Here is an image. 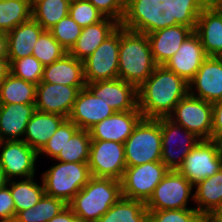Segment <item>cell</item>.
Wrapping results in <instances>:
<instances>
[{"label": "cell", "mask_w": 222, "mask_h": 222, "mask_svg": "<svg viewBox=\"0 0 222 222\" xmlns=\"http://www.w3.org/2000/svg\"><path fill=\"white\" fill-rule=\"evenodd\" d=\"M134 22L147 34L156 65H165L194 31V20L186 7L143 10Z\"/></svg>", "instance_id": "cell-1"}, {"label": "cell", "mask_w": 222, "mask_h": 222, "mask_svg": "<svg viewBox=\"0 0 222 222\" xmlns=\"http://www.w3.org/2000/svg\"><path fill=\"white\" fill-rule=\"evenodd\" d=\"M188 94L189 85L185 79L164 65H157L137 88L138 109L143 118L168 117Z\"/></svg>", "instance_id": "cell-2"}, {"label": "cell", "mask_w": 222, "mask_h": 222, "mask_svg": "<svg viewBox=\"0 0 222 222\" xmlns=\"http://www.w3.org/2000/svg\"><path fill=\"white\" fill-rule=\"evenodd\" d=\"M156 66L147 34L135 22L121 24L119 78L138 88Z\"/></svg>", "instance_id": "cell-3"}, {"label": "cell", "mask_w": 222, "mask_h": 222, "mask_svg": "<svg viewBox=\"0 0 222 222\" xmlns=\"http://www.w3.org/2000/svg\"><path fill=\"white\" fill-rule=\"evenodd\" d=\"M121 197V181L91 177L68 206L80 222H96Z\"/></svg>", "instance_id": "cell-4"}, {"label": "cell", "mask_w": 222, "mask_h": 222, "mask_svg": "<svg viewBox=\"0 0 222 222\" xmlns=\"http://www.w3.org/2000/svg\"><path fill=\"white\" fill-rule=\"evenodd\" d=\"M162 136L159 118H142L124 142L127 167L161 161Z\"/></svg>", "instance_id": "cell-5"}, {"label": "cell", "mask_w": 222, "mask_h": 222, "mask_svg": "<svg viewBox=\"0 0 222 222\" xmlns=\"http://www.w3.org/2000/svg\"><path fill=\"white\" fill-rule=\"evenodd\" d=\"M45 194L67 205L92 177L88 162H58L42 174Z\"/></svg>", "instance_id": "cell-6"}, {"label": "cell", "mask_w": 222, "mask_h": 222, "mask_svg": "<svg viewBox=\"0 0 222 222\" xmlns=\"http://www.w3.org/2000/svg\"><path fill=\"white\" fill-rule=\"evenodd\" d=\"M193 187L178 170H169L145 203L146 208L147 210L195 208L187 206L191 199L194 203Z\"/></svg>", "instance_id": "cell-7"}, {"label": "cell", "mask_w": 222, "mask_h": 222, "mask_svg": "<svg viewBox=\"0 0 222 222\" xmlns=\"http://www.w3.org/2000/svg\"><path fill=\"white\" fill-rule=\"evenodd\" d=\"M194 20V31L198 34L207 57L222 55V14L210 2H195L185 6Z\"/></svg>", "instance_id": "cell-8"}, {"label": "cell", "mask_w": 222, "mask_h": 222, "mask_svg": "<svg viewBox=\"0 0 222 222\" xmlns=\"http://www.w3.org/2000/svg\"><path fill=\"white\" fill-rule=\"evenodd\" d=\"M159 123L162 136L161 162L168 170H178L185 157L201 139L168 117H160Z\"/></svg>", "instance_id": "cell-9"}, {"label": "cell", "mask_w": 222, "mask_h": 222, "mask_svg": "<svg viewBox=\"0 0 222 222\" xmlns=\"http://www.w3.org/2000/svg\"><path fill=\"white\" fill-rule=\"evenodd\" d=\"M212 114V103L188 94L175 106L168 118L201 140H211Z\"/></svg>", "instance_id": "cell-10"}, {"label": "cell", "mask_w": 222, "mask_h": 222, "mask_svg": "<svg viewBox=\"0 0 222 222\" xmlns=\"http://www.w3.org/2000/svg\"><path fill=\"white\" fill-rule=\"evenodd\" d=\"M222 168V153L218 141L200 140L185 157L178 171L194 186L213 176Z\"/></svg>", "instance_id": "cell-11"}, {"label": "cell", "mask_w": 222, "mask_h": 222, "mask_svg": "<svg viewBox=\"0 0 222 222\" xmlns=\"http://www.w3.org/2000/svg\"><path fill=\"white\" fill-rule=\"evenodd\" d=\"M168 171L161 161L126 167L121 179L122 197L146 203Z\"/></svg>", "instance_id": "cell-12"}, {"label": "cell", "mask_w": 222, "mask_h": 222, "mask_svg": "<svg viewBox=\"0 0 222 222\" xmlns=\"http://www.w3.org/2000/svg\"><path fill=\"white\" fill-rule=\"evenodd\" d=\"M120 26L83 61L86 84L119 78Z\"/></svg>", "instance_id": "cell-13"}, {"label": "cell", "mask_w": 222, "mask_h": 222, "mask_svg": "<svg viewBox=\"0 0 222 222\" xmlns=\"http://www.w3.org/2000/svg\"><path fill=\"white\" fill-rule=\"evenodd\" d=\"M88 165L92 177L121 181L127 167L124 144L91 140Z\"/></svg>", "instance_id": "cell-14"}, {"label": "cell", "mask_w": 222, "mask_h": 222, "mask_svg": "<svg viewBox=\"0 0 222 222\" xmlns=\"http://www.w3.org/2000/svg\"><path fill=\"white\" fill-rule=\"evenodd\" d=\"M0 166L9 180L36 176L38 152L23 140L0 141Z\"/></svg>", "instance_id": "cell-15"}, {"label": "cell", "mask_w": 222, "mask_h": 222, "mask_svg": "<svg viewBox=\"0 0 222 222\" xmlns=\"http://www.w3.org/2000/svg\"><path fill=\"white\" fill-rule=\"evenodd\" d=\"M82 88L40 82L36 87V110L68 118Z\"/></svg>", "instance_id": "cell-16"}, {"label": "cell", "mask_w": 222, "mask_h": 222, "mask_svg": "<svg viewBox=\"0 0 222 222\" xmlns=\"http://www.w3.org/2000/svg\"><path fill=\"white\" fill-rule=\"evenodd\" d=\"M189 95L214 103L222 99V60L207 57L188 82Z\"/></svg>", "instance_id": "cell-17"}, {"label": "cell", "mask_w": 222, "mask_h": 222, "mask_svg": "<svg viewBox=\"0 0 222 222\" xmlns=\"http://www.w3.org/2000/svg\"><path fill=\"white\" fill-rule=\"evenodd\" d=\"M86 86L115 112L139 110L137 88L120 78L87 83Z\"/></svg>", "instance_id": "cell-18"}, {"label": "cell", "mask_w": 222, "mask_h": 222, "mask_svg": "<svg viewBox=\"0 0 222 222\" xmlns=\"http://www.w3.org/2000/svg\"><path fill=\"white\" fill-rule=\"evenodd\" d=\"M114 113L115 111L102 98H98L86 86L78 93L68 119L79 129L89 130Z\"/></svg>", "instance_id": "cell-19"}, {"label": "cell", "mask_w": 222, "mask_h": 222, "mask_svg": "<svg viewBox=\"0 0 222 222\" xmlns=\"http://www.w3.org/2000/svg\"><path fill=\"white\" fill-rule=\"evenodd\" d=\"M206 58L201 40L193 31L164 66L189 82Z\"/></svg>", "instance_id": "cell-20"}, {"label": "cell", "mask_w": 222, "mask_h": 222, "mask_svg": "<svg viewBox=\"0 0 222 222\" xmlns=\"http://www.w3.org/2000/svg\"><path fill=\"white\" fill-rule=\"evenodd\" d=\"M142 118V113L139 110L115 112L90 128V137L92 140L114 141L124 144Z\"/></svg>", "instance_id": "cell-21"}, {"label": "cell", "mask_w": 222, "mask_h": 222, "mask_svg": "<svg viewBox=\"0 0 222 222\" xmlns=\"http://www.w3.org/2000/svg\"><path fill=\"white\" fill-rule=\"evenodd\" d=\"M35 111V104H0V141L23 140Z\"/></svg>", "instance_id": "cell-22"}, {"label": "cell", "mask_w": 222, "mask_h": 222, "mask_svg": "<svg viewBox=\"0 0 222 222\" xmlns=\"http://www.w3.org/2000/svg\"><path fill=\"white\" fill-rule=\"evenodd\" d=\"M41 82L86 87L84 64L68 52L59 60L44 66Z\"/></svg>", "instance_id": "cell-23"}, {"label": "cell", "mask_w": 222, "mask_h": 222, "mask_svg": "<svg viewBox=\"0 0 222 222\" xmlns=\"http://www.w3.org/2000/svg\"><path fill=\"white\" fill-rule=\"evenodd\" d=\"M120 25L115 19L104 17L100 22L82 28L80 36L69 53L83 62Z\"/></svg>", "instance_id": "cell-24"}, {"label": "cell", "mask_w": 222, "mask_h": 222, "mask_svg": "<svg viewBox=\"0 0 222 222\" xmlns=\"http://www.w3.org/2000/svg\"><path fill=\"white\" fill-rule=\"evenodd\" d=\"M44 28L33 18L19 24L7 33L8 59L10 64L17 59L30 56Z\"/></svg>", "instance_id": "cell-25"}, {"label": "cell", "mask_w": 222, "mask_h": 222, "mask_svg": "<svg viewBox=\"0 0 222 222\" xmlns=\"http://www.w3.org/2000/svg\"><path fill=\"white\" fill-rule=\"evenodd\" d=\"M65 119L58 114L36 110L27 124L23 141L39 152Z\"/></svg>", "instance_id": "cell-26"}, {"label": "cell", "mask_w": 222, "mask_h": 222, "mask_svg": "<svg viewBox=\"0 0 222 222\" xmlns=\"http://www.w3.org/2000/svg\"><path fill=\"white\" fill-rule=\"evenodd\" d=\"M196 210L206 218L222 205V168L194 185Z\"/></svg>", "instance_id": "cell-27"}, {"label": "cell", "mask_w": 222, "mask_h": 222, "mask_svg": "<svg viewBox=\"0 0 222 222\" xmlns=\"http://www.w3.org/2000/svg\"><path fill=\"white\" fill-rule=\"evenodd\" d=\"M96 222H149L145 202L121 197Z\"/></svg>", "instance_id": "cell-28"}, {"label": "cell", "mask_w": 222, "mask_h": 222, "mask_svg": "<svg viewBox=\"0 0 222 222\" xmlns=\"http://www.w3.org/2000/svg\"><path fill=\"white\" fill-rule=\"evenodd\" d=\"M35 176L27 179H12L8 182V187L14 200L16 215L23 210L34 207L36 203L45 194L44 184L41 179V183H37Z\"/></svg>", "instance_id": "cell-29"}, {"label": "cell", "mask_w": 222, "mask_h": 222, "mask_svg": "<svg viewBox=\"0 0 222 222\" xmlns=\"http://www.w3.org/2000/svg\"><path fill=\"white\" fill-rule=\"evenodd\" d=\"M36 87L10 73L0 84V104H35Z\"/></svg>", "instance_id": "cell-30"}, {"label": "cell", "mask_w": 222, "mask_h": 222, "mask_svg": "<svg viewBox=\"0 0 222 222\" xmlns=\"http://www.w3.org/2000/svg\"><path fill=\"white\" fill-rule=\"evenodd\" d=\"M32 18L44 30H50L69 13V0H31Z\"/></svg>", "instance_id": "cell-31"}, {"label": "cell", "mask_w": 222, "mask_h": 222, "mask_svg": "<svg viewBox=\"0 0 222 222\" xmlns=\"http://www.w3.org/2000/svg\"><path fill=\"white\" fill-rule=\"evenodd\" d=\"M31 18V0H0V31L8 33Z\"/></svg>", "instance_id": "cell-32"}, {"label": "cell", "mask_w": 222, "mask_h": 222, "mask_svg": "<svg viewBox=\"0 0 222 222\" xmlns=\"http://www.w3.org/2000/svg\"><path fill=\"white\" fill-rule=\"evenodd\" d=\"M66 206L63 200L44 194L34 207L20 211L14 222H48Z\"/></svg>", "instance_id": "cell-33"}, {"label": "cell", "mask_w": 222, "mask_h": 222, "mask_svg": "<svg viewBox=\"0 0 222 222\" xmlns=\"http://www.w3.org/2000/svg\"><path fill=\"white\" fill-rule=\"evenodd\" d=\"M91 140L89 130L78 129L66 142L54 161L68 163L88 162Z\"/></svg>", "instance_id": "cell-34"}, {"label": "cell", "mask_w": 222, "mask_h": 222, "mask_svg": "<svg viewBox=\"0 0 222 222\" xmlns=\"http://www.w3.org/2000/svg\"><path fill=\"white\" fill-rule=\"evenodd\" d=\"M105 17L120 24L135 21L139 11L128 0H89Z\"/></svg>", "instance_id": "cell-35"}, {"label": "cell", "mask_w": 222, "mask_h": 222, "mask_svg": "<svg viewBox=\"0 0 222 222\" xmlns=\"http://www.w3.org/2000/svg\"><path fill=\"white\" fill-rule=\"evenodd\" d=\"M67 53V50L57 42L52 33L49 30H44L33 47L32 55L43 66H47L59 60Z\"/></svg>", "instance_id": "cell-36"}, {"label": "cell", "mask_w": 222, "mask_h": 222, "mask_svg": "<svg viewBox=\"0 0 222 222\" xmlns=\"http://www.w3.org/2000/svg\"><path fill=\"white\" fill-rule=\"evenodd\" d=\"M79 128L68 118H66L50 137L44 147L38 152V156L44 155L47 158L55 159L67 141Z\"/></svg>", "instance_id": "cell-37"}, {"label": "cell", "mask_w": 222, "mask_h": 222, "mask_svg": "<svg viewBox=\"0 0 222 222\" xmlns=\"http://www.w3.org/2000/svg\"><path fill=\"white\" fill-rule=\"evenodd\" d=\"M42 63L33 55L14 60L10 64V73L27 82L38 85L43 76Z\"/></svg>", "instance_id": "cell-38"}, {"label": "cell", "mask_w": 222, "mask_h": 222, "mask_svg": "<svg viewBox=\"0 0 222 222\" xmlns=\"http://www.w3.org/2000/svg\"><path fill=\"white\" fill-rule=\"evenodd\" d=\"M57 42L69 52L81 34L82 27L68 14L49 30Z\"/></svg>", "instance_id": "cell-39"}, {"label": "cell", "mask_w": 222, "mask_h": 222, "mask_svg": "<svg viewBox=\"0 0 222 222\" xmlns=\"http://www.w3.org/2000/svg\"><path fill=\"white\" fill-rule=\"evenodd\" d=\"M149 222H207V218L196 208L148 210Z\"/></svg>", "instance_id": "cell-40"}, {"label": "cell", "mask_w": 222, "mask_h": 222, "mask_svg": "<svg viewBox=\"0 0 222 222\" xmlns=\"http://www.w3.org/2000/svg\"><path fill=\"white\" fill-rule=\"evenodd\" d=\"M68 14L82 28L98 23L105 17L89 0H72Z\"/></svg>", "instance_id": "cell-41"}, {"label": "cell", "mask_w": 222, "mask_h": 222, "mask_svg": "<svg viewBox=\"0 0 222 222\" xmlns=\"http://www.w3.org/2000/svg\"><path fill=\"white\" fill-rule=\"evenodd\" d=\"M16 218L14 200L8 186L0 189V222H14Z\"/></svg>", "instance_id": "cell-42"}, {"label": "cell", "mask_w": 222, "mask_h": 222, "mask_svg": "<svg viewBox=\"0 0 222 222\" xmlns=\"http://www.w3.org/2000/svg\"><path fill=\"white\" fill-rule=\"evenodd\" d=\"M213 105L211 140L218 141L222 137V99Z\"/></svg>", "instance_id": "cell-43"}, {"label": "cell", "mask_w": 222, "mask_h": 222, "mask_svg": "<svg viewBox=\"0 0 222 222\" xmlns=\"http://www.w3.org/2000/svg\"><path fill=\"white\" fill-rule=\"evenodd\" d=\"M139 12L149 9H167L173 7L167 0H128Z\"/></svg>", "instance_id": "cell-44"}, {"label": "cell", "mask_w": 222, "mask_h": 222, "mask_svg": "<svg viewBox=\"0 0 222 222\" xmlns=\"http://www.w3.org/2000/svg\"><path fill=\"white\" fill-rule=\"evenodd\" d=\"M77 216L73 210L67 205L58 215L54 216L48 222H78Z\"/></svg>", "instance_id": "cell-45"}, {"label": "cell", "mask_w": 222, "mask_h": 222, "mask_svg": "<svg viewBox=\"0 0 222 222\" xmlns=\"http://www.w3.org/2000/svg\"><path fill=\"white\" fill-rule=\"evenodd\" d=\"M0 58H8V37L4 31H0Z\"/></svg>", "instance_id": "cell-46"}, {"label": "cell", "mask_w": 222, "mask_h": 222, "mask_svg": "<svg viewBox=\"0 0 222 222\" xmlns=\"http://www.w3.org/2000/svg\"><path fill=\"white\" fill-rule=\"evenodd\" d=\"M10 74V61L8 58H0V84Z\"/></svg>", "instance_id": "cell-47"}, {"label": "cell", "mask_w": 222, "mask_h": 222, "mask_svg": "<svg viewBox=\"0 0 222 222\" xmlns=\"http://www.w3.org/2000/svg\"><path fill=\"white\" fill-rule=\"evenodd\" d=\"M172 6L176 7H185L191 3L195 2H203V1H209V0H167Z\"/></svg>", "instance_id": "cell-48"}, {"label": "cell", "mask_w": 222, "mask_h": 222, "mask_svg": "<svg viewBox=\"0 0 222 222\" xmlns=\"http://www.w3.org/2000/svg\"><path fill=\"white\" fill-rule=\"evenodd\" d=\"M207 222H222V205L207 217Z\"/></svg>", "instance_id": "cell-49"}, {"label": "cell", "mask_w": 222, "mask_h": 222, "mask_svg": "<svg viewBox=\"0 0 222 222\" xmlns=\"http://www.w3.org/2000/svg\"><path fill=\"white\" fill-rule=\"evenodd\" d=\"M9 179L7 178L5 172L0 166V189L6 187L8 185Z\"/></svg>", "instance_id": "cell-50"}, {"label": "cell", "mask_w": 222, "mask_h": 222, "mask_svg": "<svg viewBox=\"0 0 222 222\" xmlns=\"http://www.w3.org/2000/svg\"><path fill=\"white\" fill-rule=\"evenodd\" d=\"M222 14V0H209Z\"/></svg>", "instance_id": "cell-51"}, {"label": "cell", "mask_w": 222, "mask_h": 222, "mask_svg": "<svg viewBox=\"0 0 222 222\" xmlns=\"http://www.w3.org/2000/svg\"><path fill=\"white\" fill-rule=\"evenodd\" d=\"M218 142H219L220 150H221V153H222V137L218 140Z\"/></svg>", "instance_id": "cell-52"}]
</instances>
